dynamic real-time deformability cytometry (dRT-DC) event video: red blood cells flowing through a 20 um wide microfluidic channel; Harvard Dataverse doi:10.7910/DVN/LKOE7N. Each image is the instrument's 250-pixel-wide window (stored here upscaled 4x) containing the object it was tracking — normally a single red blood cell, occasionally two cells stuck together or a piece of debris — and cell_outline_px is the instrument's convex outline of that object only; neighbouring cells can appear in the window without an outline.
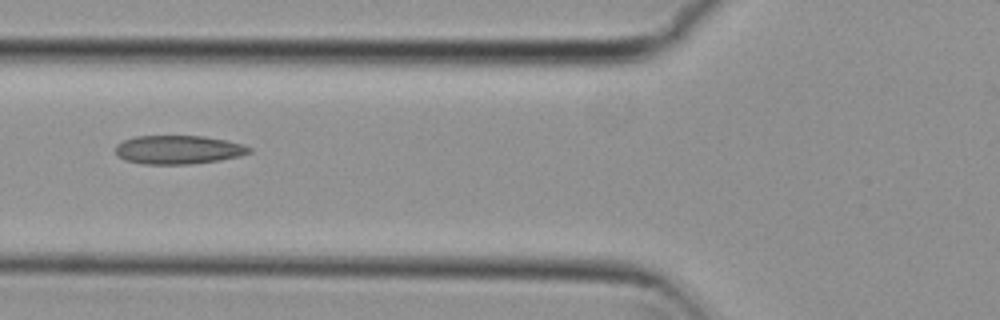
{"species": "common noctule bat (a hibernating species)", "species_latin": "Nyctalus noctula", "temperature_condition": "cold", "stored_images_in_passage": 3, "camera_frame_rate_fps": 3000, "um_per_image_px": 0.085, "animal": {"sex": "female", "body_mass_g": 29.2, "forearm_length_mm": 56.3}, "frame": {"image": 1, "passage_image": 3, "time_ms": 0.667, "image_size_px": [1000, 320], "cell_outline_px": [[252, 152], [240, 156], [220, 160], [188, 164], [144, 164], [124, 160], [116, 156], [116, 144], [124, 140], [136, 136], [204, 136], [228, 140], [244, 144], [252, 148]], "centroid_in_image_um": [15.18, 12.72], "position_along_channel_um": 110.6, "area_um2": 22.54}}